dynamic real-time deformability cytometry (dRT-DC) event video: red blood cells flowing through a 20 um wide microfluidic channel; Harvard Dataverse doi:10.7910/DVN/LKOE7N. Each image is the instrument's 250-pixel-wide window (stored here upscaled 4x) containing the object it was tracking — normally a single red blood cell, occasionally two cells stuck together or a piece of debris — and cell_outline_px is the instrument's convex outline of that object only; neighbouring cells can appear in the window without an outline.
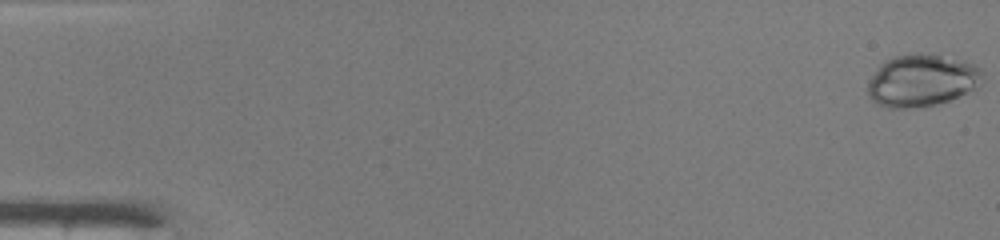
{"species": "common noctule bat (a hibernating species)", "species_latin": "Nyctalus noctula", "temperature_condition": "warm", "stored_images_in_passage": 48, "camera_frame_rate_fps": 3000, "um_per_image_px": 0.085, "animal": {"sex": "male", "body_mass_g": 19.0, "forearm_length_mm": 50.8}, "frame": {"image": 1, "passage_image": 1, "time_ms": 0.0, "image_size_px": [1000, 240], "cell_outline_px": [[984, 80], [976, 88], [948, 100], [936, 104], [916, 108], [888, 108], [876, 104], [868, 96], [868, 80], [880, 64], [884, 60], [892, 56], [916, 52], [920, 52], [940, 56], [976, 64], [984, 72]], "centroid_in_image_um": [78.33, 6.83], "position_along_channel_um": 6.7, "area_um2": 35.26}}
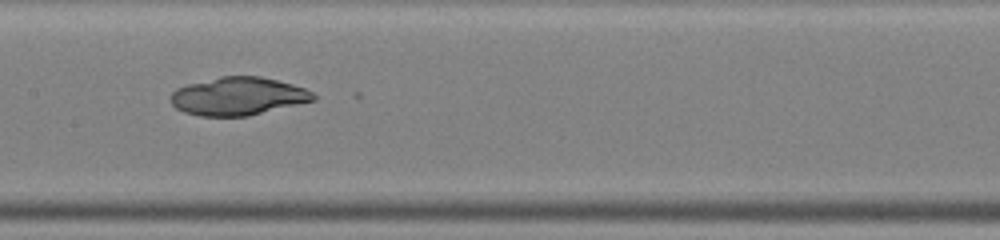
{"frame": {"image": 2, "passage_image": 25, "time_ms": 8.0, "image_size_px": [1000, 240], "cell_outline_px": [[316, 100], [248, 116], [200, 116], [184, 112], [176, 108], [172, 104], [172, 92], [176, 88], [188, 84], [220, 76], [260, 76], [292, 84], [304, 88], [312, 92], [316, 96]], "centroid_in_image_um": [20.24, 8.18], "position_along_channel_um": 187.2, "area_um2": 31.5}}
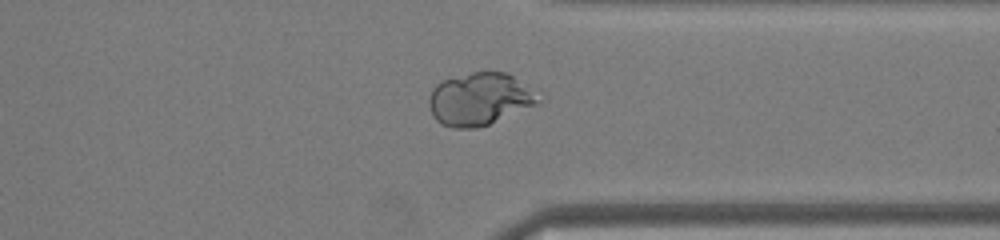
{"frame": {"image": 3, "passage_image": 38, "time_ms": 12.333, "image_size_px": [1000, 240], "cell_outline_px": [[544, 100], [540, 104], [488, 124], [476, 128], [452, 128], [440, 124], [436, 120], [428, 104], [428, 100], [432, 88], [440, 80], [472, 72], [508, 72]], "centroid_in_image_um": [40.75, 8.42], "position_along_channel_um": 370.6, "area_um2": 33.58}}